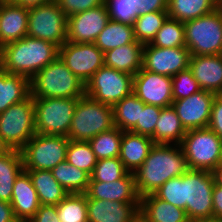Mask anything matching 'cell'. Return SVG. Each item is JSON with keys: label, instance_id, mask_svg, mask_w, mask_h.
Segmentation results:
<instances>
[{"label": "cell", "instance_id": "obj_1", "mask_svg": "<svg viewBox=\"0 0 222 222\" xmlns=\"http://www.w3.org/2000/svg\"><path fill=\"white\" fill-rule=\"evenodd\" d=\"M188 170L180 145L154 144L143 164L133 172L138 196L153 194L166 181Z\"/></svg>", "mask_w": 222, "mask_h": 222}, {"label": "cell", "instance_id": "obj_2", "mask_svg": "<svg viewBox=\"0 0 222 222\" xmlns=\"http://www.w3.org/2000/svg\"><path fill=\"white\" fill-rule=\"evenodd\" d=\"M58 56L59 47L54 43L25 36L0 48V67L30 80Z\"/></svg>", "mask_w": 222, "mask_h": 222}, {"label": "cell", "instance_id": "obj_3", "mask_svg": "<svg viewBox=\"0 0 222 222\" xmlns=\"http://www.w3.org/2000/svg\"><path fill=\"white\" fill-rule=\"evenodd\" d=\"M33 98H80L85 84L80 81L59 56L30 79Z\"/></svg>", "mask_w": 222, "mask_h": 222}, {"label": "cell", "instance_id": "obj_4", "mask_svg": "<svg viewBox=\"0 0 222 222\" xmlns=\"http://www.w3.org/2000/svg\"><path fill=\"white\" fill-rule=\"evenodd\" d=\"M113 127V106L102 104L85 94L78 99L67 137L73 141L88 142Z\"/></svg>", "mask_w": 222, "mask_h": 222}, {"label": "cell", "instance_id": "obj_5", "mask_svg": "<svg viewBox=\"0 0 222 222\" xmlns=\"http://www.w3.org/2000/svg\"><path fill=\"white\" fill-rule=\"evenodd\" d=\"M189 169L212 172L222 159V139L209 127L187 130L179 144Z\"/></svg>", "mask_w": 222, "mask_h": 222}, {"label": "cell", "instance_id": "obj_6", "mask_svg": "<svg viewBox=\"0 0 222 222\" xmlns=\"http://www.w3.org/2000/svg\"><path fill=\"white\" fill-rule=\"evenodd\" d=\"M190 55H219L222 52V4L213 12L184 23Z\"/></svg>", "mask_w": 222, "mask_h": 222}, {"label": "cell", "instance_id": "obj_7", "mask_svg": "<svg viewBox=\"0 0 222 222\" xmlns=\"http://www.w3.org/2000/svg\"><path fill=\"white\" fill-rule=\"evenodd\" d=\"M37 134L68 136L79 98H33Z\"/></svg>", "mask_w": 222, "mask_h": 222}, {"label": "cell", "instance_id": "obj_8", "mask_svg": "<svg viewBox=\"0 0 222 222\" xmlns=\"http://www.w3.org/2000/svg\"><path fill=\"white\" fill-rule=\"evenodd\" d=\"M35 134L34 99L31 95L0 113V135L11 149L20 150Z\"/></svg>", "mask_w": 222, "mask_h": 222}, {"label": "cell", "instance_id": "obj_9", "mask_svg": "<svg viewBox=\"0 0 222 222\" xmlns=\"http://www.w3.org/2000/svg\"><path fill=\"white\" fill-rule=\"evenodd\" d=\"M67 136L35 134L21 149L24 170H52L66 160Z\"/></svg>", "mask_w": 222, "mask_h": 222}, {"label": "cell", "instance_id": "obj_10", "mask_svg": "<svg viewBox=\"0 0 222 222\" xmlns=\"http://www.w3.org/2000/svg\"><path fill=\"white\" fill-rule=\"evenodd\" d=\"M27 36L58 47L67 41V17L55 0L29 8Z\"/></svg>", "mask_w": 222, "mask_h": 222}, {"label": "cell", "instance_id": "obj_11", "mask_svg": "<svg viewBox=\"0 0 222 222\" xmlns=\"http://www.w3.org/2000/svg\"><path fill=\"white\" fill-rule=\"evenodd\" d=\"M214 178L210 171L184 173V210L188 219H213Z\"/></svg>", "mask_w": 222, "mask_h": 222}, {"label": "cell", "instance_id": "obj_12", "mask_svg": "<svg viewBox=\"0 0 222 222\" xmlns=\"http://www.w3.org/2000/svg\"><path fill=\"white\" fill-rule=\"evenodd\" d=\"M134 76L102 66L85 84V94L92 99L114 106L133 92Z\"/></svg>", "mask_w": 222, "mask_h": 222}, {"label": "cell", "instance_id": "obj_13", "mask_svg": "<svg viewBox=\"0 0 222 222\" xmlns=\"http://www.w3.org/2000/svg\"><path fill=\"white\" fill-rule=\"evenodd\" d=\"M59 58L84 84L104 66V53L95 43L66 41L59 47Z\"/></svg>", "mask_w": 222, "mask_h": 222}, {"label": "cell", "instance_id": "obj_14", "mask_svg": "<svg viewBox=\"0 0 222 222\" xmlns=\"http://www.w3.org/2000/svg\"><path fill=\"white\" fill-rule=\"evenodd\" d=\"M190 56L187 47L161 48L146 44L143 47L142 68L172 77L189 68Z\"/></svg>", "mask_w": 222, "mask_h": 222}, {"label": "cell", "instance_id": "obj_15", "mask_svg": "<svg viewBox=\"0 0 222 222\" xmlns=\"http://www.w3.org/2000/svg\"><path fill=\"white\" fill-rule=\"evenodd\" d=\"M133 93L145 104L161 108L172 106V77L142 68L134 75Z\"/></svg>", "mask_w": 222, "mask_h": 222}, {"label": "cell", "instance_id": "obj_16", "mask_svg": "<svg viewBox=\"0 0 222 222\" xmlns=\"http://www.w3.org/2000/svg\"><path fill=\"white\" fill-rule=\"evenodd\" d=\"M109 20L105 4L71 15L67 18V41L94 43Z\"/></svg>", "mask_w": 222, "mask_h": 222}, {"label": "cell", "instance_id": "obj_17", "mask_svg": "<svg viewBox=\"0 0 222 222\" xmlns=\"http://www.w3.org/2000/svg\"><path fill=\"white\" fill-rule=\"evenodd\" d=\"M215 97L212 92L200 90L187 98L173 100L172 107L186 131L208 127Z\"/></svg>", "mask_w": 222, "mask_h": 222}, {"label": "cell", "instance_id": "obj_18", "mask_svg": "<svg viewBox=\"0 0 222 222\" xmlns=\"http://www.w3.org/2000/svg\"><path fill=\"white\" fill-rule=\"evenodd\" d=\"M139 207L140 203L87 197L88 222H139Z\"/></svg>", "mask_w": 222, "mask_h": 222}, {"label": "cell", "instance_id": "obj_19", "mask_svg": "<svg viewBox=\"0 0 222 222\" xmlns=\"http://www.w3.org/2000/svg\"><path fill=\"white\" fill-rule=\"evenodd\" d=\"M85 195L91 199L140 203L132 172L112 182L89 181Z\"/></svg>", "mask_w": 222, "mask_h": 222}, {"label": "cell", "instance_id": "obj_20", "mask_svg": "<svg viewBox=\"0 0 222 222\" xmlns=\"http://www.w3.org/2000/svg\"><path fill=\"white\" fill-rule=\"evenodd\" d=\"M29 8L0 2V48L27 36Z\"/></svg>", "mask_w": 222, "mask_h": 222}, {"label": "cell", "instance_id": "obj_21", "mask_svg": "<svg viewBox=\"0 0 222 222\" xmlns=\"http://www.w3.org/2000/svg\"><path fill=\"white\" fill-rule=\"evenodd\" d=\"M189 69L204 91L216 95L222 90V54L191 55Z\"/></svg>", "mask_w": 222, "mask_h": 222}, {"label": "cell", "instance_id": "obj_22", "mask_svg": "<svg viewBox=\"0 0 222 222\" xmlns=\"http://www.w3.org/2000/svg\"><path fill=\"white\" fill-rule=\"evenodd\" d=\"M10 203L19 222H28L41 205L31 177L26 170H23L15 180Z\"/></svg>", "mask_w": 222, "mask_h": 222}, {"label": "cell", "instance_id": "obj_23", "mask_svg": "<svg viewBox=\"0 0 222 222\" xmlns=\"http://www.w3.org/2000/svg\"><path fill=\"white\" fill-rule=\"evenodd\" d=\"M184 209L170 204L154 194L140 198L139 222H187Z\"/></svg>", "mask_w": 222, "mask_h": 222}, {"label": "cell", "instance_id": "obj_24", "mask_svg": "<svg viewBox=\"0 0 222 222\" xmlns=\"http://www.w3.org/2000/svg\"><path fill=\"white\" fill-rule=\"evenodd\" d=\"M154 144L148 136L123 131L119 159L133 173L143 164Z\"/></svg>", "mask_w": 222, "mask_h": 222}, {"label": "cell", "instance_id": "obj_25", "mask_svg": "<svg viewBox=\"0 0 222 222\" xmlns=\"http://www.w3.org/2000/svg\"><path fill=\"white\" fill-rule=\"evenodd\" d=\"M144 45L136 41L104 53V65L135 75L142 69Z\"/></svg>", "mask_w": 222, "mask_h": 222}, {"label": "cell", "instance_id": "obj_26", "mask_svg": "<svg viewBox=\"0 0 222 222\" xmlns=\"http://www.w3.org/2000/svg\"><path fill=\"white\" fill-rule=\"evenodd\" d=\"M29 95L30 80L27 77L10 74L0 67V113Z\"/></svg>", "mask_w": 222, "mask_h": 222}, {"label": "cell", "instance_id": "obj_27", "mask_svg": "<svg viewBox=\"0 0 222 222\" xmlns=\"http://www.w3.org/2000/svg\"><path fill=\"white\" fill-rule=\"evenodd\" d=\"M38 194L41 205H57L69 193L55 179L51 170H26Z\"/></svg>", "mask_w": 222, "mask_h": 222}, {"label": "cell", "instance_id": "obj_28", "mask_svg": "<svg viewBox=\"0 0 222 222\" xmlns=\"http://www.w3.org/2000/svg\"><path fill=\"white\" fill-rule=\"evenodd\" d=\"M222 3L219 0H168V16L180 22H187L207 15Z\"/></svg>", "mask_w": 222, "mask_h": 222}, {"label": "cell", "instance_id": "obj_29", "mask_svg": "<svg viewBox=\"0 0 222 222\" xmlns=\"http://www.w3.org/2000/svg\"><path fill=\"white\" fill-rule=\"evenodd\" d=\"M185 134L175 109L172 106L162 108L154 131V143L179 145Z\"/></svg>", "mask_w": 222, "mask_h": 222}, {"label": "cell", "instance_id": "obj_30", "mask_svg": "<svg viewBox=\"0 0 222 222\" xmlns=\"http://www.w3.org/2000/svg\"><path fill=\"white\" fill-rule=\"evenodd\" d=\"M23 170L20 150L11 149L7 154L0 156V200L11 202L13 185Z\"/></svg>", "mask_w": 222, "mask_h": 222}, {"label": "cell", "instance_id": "obj_31", "mask_svg": "<svg viewBox=\"0 0 222 222\" xmlns=\"http://www.w3.org/2000/svg\"><path fill=\"white\" fill-rule=\"evenodd\" d=\"M136 42L133 26L109 20L99 33L95 45L103 52Z\"/></svg>", "mask_w": 222, "mask_h": 222}, {"label": "cell", "instance_id": "obj_32", "mask_svg": "<svg viewBox=\"0 0 222 222\" xmlns=\"http://www.w3.org/2000/svg\"><path fill=\"white\" fill-rule=\"evenodd\" d=\"M143 103L133 92L113 106L115 127L122 131H131L140 122Z\"/></svg>", "mask_w": 222, "mask_h": 222}, {"label": "cell", "instance_id": "obj_33", "mask_svg": "<svg viewBox=\"0 0 222 222\" xmlns=\"http://www.w3.org/2000/svg\"><path fill=\"white\" fill-rule=\"evenodd\" d=\"M51 171L68 193L85 194L90 180L87 172L71 165L66 160L60 162Z\"/></svg>", "mask_w": 222, "mask_h": 222}, {"label": "cell", "instance_id": "obj_34", "mask_svg": "<svg viewBox=\"0 0 222 222\" xmlns=\"http://www.w3.org/2000/svg\"><path fill=\"white\" fill-rule=\"evenodd\" d=\"M122 135V130L113 127L91 138L88 143L97 160L119 157Z\"/></svg>", "mask_w": 222, "mask_h": 222}, {"label": "cell", "instance_id": "obj_35", "mask_svg": "<svg viewBox=\"0 0 222 222\" xmlns=\"http://www.w3.org/2000/svg\"><path fill=\"white\" fill-rule=\"evenodd\" d=\"M56 209L60 222H88L85 194L69 193L56 205Z\"/></svg>", "mask_w": 222, "mask_h": 222}, {"label": "cell", "instance_id": "obj_36", "mask_svg": "<svg viewBox=\"0 0 222 222\" xmlns=\"http://www.w3.org/2000/svg\"><path fill=\"white\" fill-rule=\"evenodd\" d=\"M167 11H154L138 16L134 22V36L143 45L150 44L168 18Z\"/></svg>", "mask_w": 222, "mask_h": 222}, {"label": "cell", "instance_id": "obj_37", "mask_svg": "<svg viewBox=\"0 0 222 222\" xmlns=\"http://www.w3.org/2000/svg\"><path fill=\"white\" fill-rule=\"evenodd\" d=\"M150 45L161 48L186 47L184 23L168 17Z\"/></svg>", "mask_w": 222, "mask_h": 222}, {"label": "cell", "instance_id": "obj_38", "mask_svg": "<svg viewBox=\"0 0 222 222\" xmlns=\"http://www.w3.org/2000/svg\"><path fill=\"white\" fill-rule=\"evenodd\" d=\"M66 161L91 175L97 158L88 142L69 140Z\"/></svg>", "mask_w": 222, "mask_h": 222}, {"label": "cell", "instance_id": "obj_39", "mask_svg": "<svg viewBox=\"0 0 222 222\" xmlns=\"http://www.w3.org/2000/svg\"><path fill=\"white\" fill-rule=\"evenodd\" d=\"M129 171L119 157L97 160L89 181L112 182L125 177Z\"/></svg>", "mask_w": 222, "mask_h": 222}, {"label": "cell", "instance_id": "obj_40", "mask_svg": "<svg viewBox=\"0 0 222 222\" xmlns=\"http://www.w3.org/2000/svg\"><path fill=\"white\" fill-rule=\"evenodd\" d=\"M104 4L110 20L133 26L139 16L136 0H105Z\"/></svg>", "mask_w": 222, "mask_h": 222}, {"label": "cell", "instance_id": "obj_41", "mask_svg": "<svg viewBox=\"0 0 222 222\" xmlns=\"http://www.w3.org/2000/svg\"><path fill=\"white\" fill-rule=\"evenodd\" d=\"M153 194L161 200L184 209V174L169 179Z\"/></svg>", "mask_w": 222, "mask_h": 222}, {"label": "cell", "instance_id": "obj_42", "mask_svg": "<svg viewBox=\"0 0 222 222\" xmlns=\"http://www.w3.org/2000/svg\"><path fill=\"white\" fill-rule=\"evenodd\" d=\"M200 90L202 89L189 68L172 76L173 100L187 98Z\"/></svg>", "mask_w": 222, "mask_h": 222}, {"label": "cell", "instance_id": "obj_43", "mask_svg": "<svg viewBox=\"0 0 222 222\" xmlns=\"http://www.w3.org/2000/svg\"><path fill=\"white\" fill-rule=\"evenodd\" d=\"M161 107L145 104L141 111L140 122L130 131L135 134H140L150 137L154 141V131L158 122Z\"/></svg>", "mask_w": 222, "mask_h": 222}, {"label": "cell", "instance_id": "obj_44", "mask_svg": "<svg viewBox=\"0 0 222 222\" xmlns=\"http://www.w3.org/2000/svg\"><path fill=\"white\" fill-rule=\"evenodd\" d=\"M68 18L79 12L103 5L105 0H55Z\"/></svg>", "mask_w": 222, "mask_h": 222}, {"label": "cell", "instance_id": "obj_45", "mask_svg": "<svg viewBox=\"0 0 222 222\" xmlns=\"http://www.w3.org/2000/svg\"><path fill=\"white\" fill-rule=\"evenodd\" d=\"M208 127L222 139V98L219 95L213 101Z\"/></svg>", "mask_w": 222, "mask_h": 222}, {"label": "cell", "instance_id": "obj_46", "mask_svg": "<svg viewBox=\"0 0 222 222\" xmlns=\"http://www.w3.org/2000/svg\"><path fill=\"white\" fill-rule=\"evenodd\" d=\"M28 222H60L56 205H40L35 215Z\"/></svg>", "mask_w": 222, "mask_h": 222}, {"label": "cell", "instance_id": "obj_47", "mask_svg": "<svg viewBox=\"0 0 222 222\" xmlns=\"http://www.w3.org/2000/svg\"><path fill=\"white\" fill-rule=\"evenodd\" d=\"M136 7L139 9V16L154 11H167L168 0H136Z\"/></svg>", "mask_w": 222, "mask_h": 222}, {"label": "cell", "instance_id": "obj_48", "mask_svg": "<svg viewBox=\"0 0 222 222\" xmlns=\"http://www.w3.org/2000/svg\"><path fill=\"white\" fill-rule=\"evenodd\" d=\"M213 219L222 222V186L214 184L213 194Z\"/></svg>", "mask_w": 222, "mask_h": 222}, {"label": "cell", "instance_id": "obj_49", "mask_svg": "<svg viewBox=\"0 0 222 222\" xmlns=\"http://www.w3.org/2000/svg\"><path fill=\"white\" fill-rule=\"evenodd\" d=\"M0 222H19L10 202L0 200Z\"/></svg>", "mask_w": 222, "mask_h": 222}, {"label": "cell", "instance_id": "obj_50", "mask_svg": "<svg viewBox=\"0 0 222 222\" xmlns=\"http://www.w3.org/2000/svg\"><path fill=\"white\" fill-rule=\"evenodd\" d=\"M7 1H9L11 3H14V4H17V5H20V6L31 8V7H34V6H37V5H41V4L51 2L53 0H7Z\"/></svg>", "mask_w": 222, "mask_h": 222}, {"label": "cell", "instance_id": "obj_51", "mask_svg": "<svg viewBox=\"0 0 222 222\" xmlns=\"http://www.w3.org/2000/svg\"><path fill=\"white\" fill-rule=\"evenodd\" d=\"M214 184L222 186V163H220L212 172Z\"/></svg>", "mask_w": 222, "mask_h": 222}, {"label": "cell", "instance_id": "obj_52", "mask_svg": "<svg viewBox=\"0 0 222 222\" xmlns=\"http://www.w3.org/2000/svg\"><path fill=\"white\" fill-rule=\"evenodd\" d=\"M11 148L8 146V144L3 140V138L0 135V156H3L7 154Z\"/></svg>", "mask_w": 222, "mask_h": 222}, {"label": "cell", "instance_id": "obj_53", "mask_svg": "<svg viewBox=\"0 0 222 222\" xmlns=\"http://www.w3.org/2000/svg\"><path fill=\"white\" fill-rule=\"evenodd\" d=\"M187 222H219L214 219H188Z\"/></svg>", "mask_w": 222, "mask_h": 222}, {"label": "cell", "instance_id": "obj_54", "mask_svg": "<svg viewBox=\"0 0 222 222\" xmlns=\"http://www.w3.org/2000/svg\"><path fill=\"white\" fill-rule=\"evenodd\" d=\"M218 95L222 98V90L220 91V93Z\"/></svg>", "mask_w": 222, "mask_h": 222}]
</instances>
